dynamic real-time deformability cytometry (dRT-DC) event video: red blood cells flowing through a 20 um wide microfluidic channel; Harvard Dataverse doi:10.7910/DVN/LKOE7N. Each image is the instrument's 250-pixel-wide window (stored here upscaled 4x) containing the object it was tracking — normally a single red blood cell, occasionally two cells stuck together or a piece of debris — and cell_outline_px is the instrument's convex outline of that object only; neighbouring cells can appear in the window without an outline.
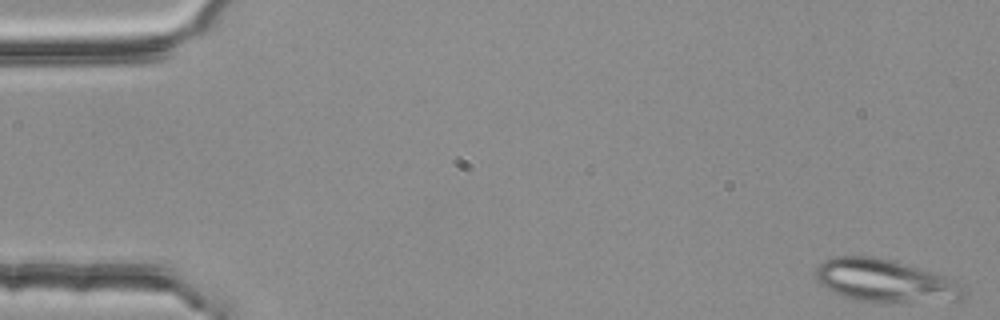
{"species": "common noctule bat (a hibernating species)", "species_latin": "Nyctalus noctula", "temperature_condition": "room temperature", "stored_images_in_passage": 5, "camera_frame_rate_fps": 3000, "um_per_image_px": 0.085, "animal": {"sex": "female", "body_mass_g": 25.1}, "frame": {"image": 1, "passage_image": 1, "time_ms": 0.0, "image_size_px": [1000, 320], "cell_outline_px": [[964, 300], [856, 300], [832, 292], [820, 284], [816, 280], [816, 268], [824, 260], [836, 256], [872, 256], [936, 272], [952, 280], [964, 296]], "centroid_in_image_um": [75.11, 23.82], "position_along_channel_um": 9.9, "area_um2": 35.37}}